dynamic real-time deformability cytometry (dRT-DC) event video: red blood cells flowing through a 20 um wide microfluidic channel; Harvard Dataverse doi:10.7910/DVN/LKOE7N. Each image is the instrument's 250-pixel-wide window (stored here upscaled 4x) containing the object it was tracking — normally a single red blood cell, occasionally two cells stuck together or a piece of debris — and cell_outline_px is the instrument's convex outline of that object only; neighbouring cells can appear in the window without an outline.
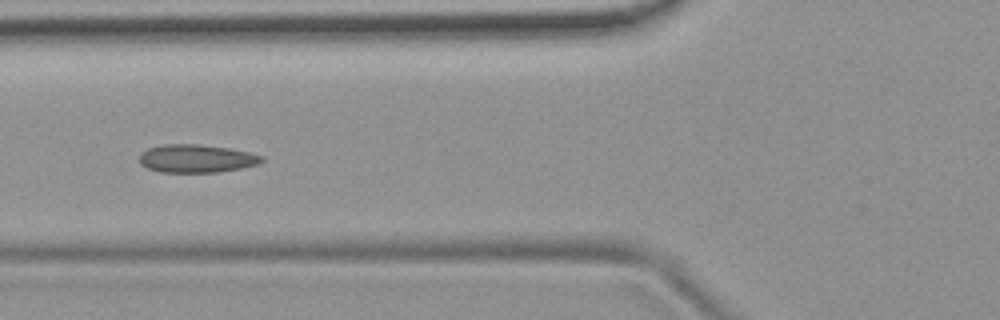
{"species": "common noctule bat (a hibernating species)", "species_latin": "Nyctalus noctula", "temperature_condition": "room temperature", "stored_images_in_passage": 2, "camera_frame_rate_fps": 3000, "um_per_image_px": 0.085, "animal": {"sex": "female", "body_mass_g": 19.9}, "frame": {"image": 1, "passage_image": 2, "time_ms": 0.333, "image_size_px": [1000, 320], "cell_outline_px": [[264, 160], [260, 164], [220, 172], [160, 172], [148, 168], [140, 164], [140, 152], [148, 148], [164, 144], [200, 144], [228, 148], [248, 152], [264, 156]], "centroid_in_image_um": [16.7, 13.47], "position_along_channel_um": 109.1, "area_um2": 20.11}}